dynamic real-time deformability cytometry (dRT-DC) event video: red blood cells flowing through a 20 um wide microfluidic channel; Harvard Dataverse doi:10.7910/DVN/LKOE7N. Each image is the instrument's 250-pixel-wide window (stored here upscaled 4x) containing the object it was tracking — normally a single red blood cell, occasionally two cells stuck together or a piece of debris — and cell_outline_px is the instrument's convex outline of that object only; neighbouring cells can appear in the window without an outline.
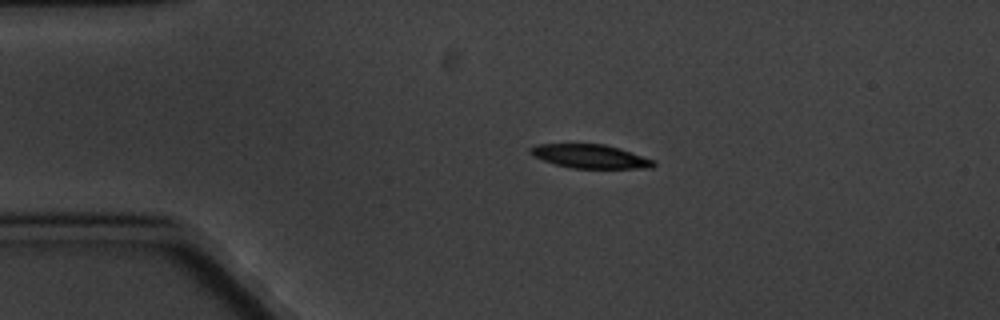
{"species": "common noctule bat (a hibernating species)", "species_latin": "Nyctalus noctula", "temperature_condition": "cold", "stored_images_in_passage": 7, "camera_frame_rate_fps": 3000, "um_per_image_px": 0.085, "animal": {"sex": "male", "body_mass_g": 20.1, "forearm_length_mm": 53.5}, "frame": {"image": 1, "passage_image": 3, "time_ms": 2.333, "image_size_px": [1000, 320], "cell_outline_px": [[656, 164], [652, 168], [572, 168], [556, 164], [532, 156], [528, 152], [528, 148], [536, 144], [604, 144], [620, 148], [656, 160]], "centroid_in_image_um": [50.18, 13.28], "position_along_channel_um": 34.8, "area_um2": 17.17}}
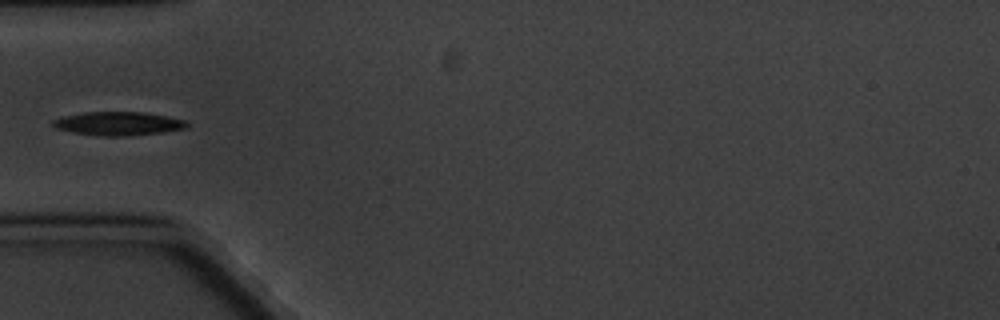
{"frame": {"image": 2, "passage_image": 5, "time_ms": 4.667, "image_size_px": [1000, 320], "cell_outline_px": [[188, 128], [160, 132], [124, 136], [100, 136], [72, 132], [56, 128], [48, 124], [52, 120], [64, 116], [84, 112], [144, 112], [184, 120], [188, 124]], "centroid_in_image_um": [9.98, 10.5], "position_along_channel_um": 75.0, "area_um2": 18.32}}
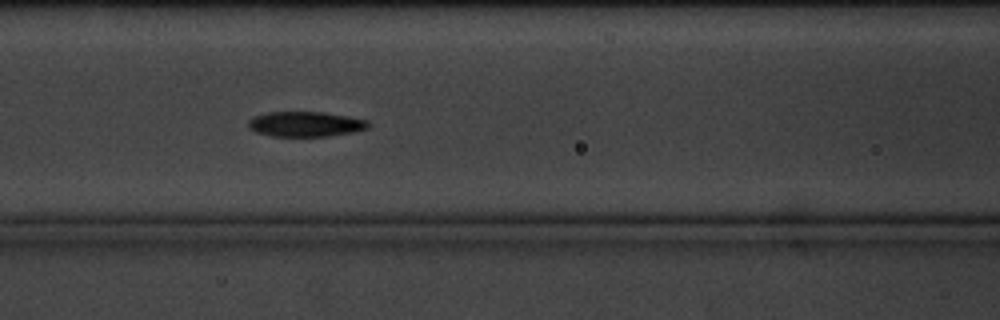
{"frame": {"image": 3, "passage_image": 7, "time_ms": 6.667, "image_size_px": [1000, 320], "cell_outline_px": [[372, 124], [368, 128], [352, 132], [328, 136], [272, 136], [256, 132], [248, 128], [248, 120], [252, 116], [268, 112], [324, 112], [348, 116], [368, 120]], "centroid_in_image_um": [25.96, 10.54], "position_along_channel_um": 140.6, "area_um2": 17.69}}